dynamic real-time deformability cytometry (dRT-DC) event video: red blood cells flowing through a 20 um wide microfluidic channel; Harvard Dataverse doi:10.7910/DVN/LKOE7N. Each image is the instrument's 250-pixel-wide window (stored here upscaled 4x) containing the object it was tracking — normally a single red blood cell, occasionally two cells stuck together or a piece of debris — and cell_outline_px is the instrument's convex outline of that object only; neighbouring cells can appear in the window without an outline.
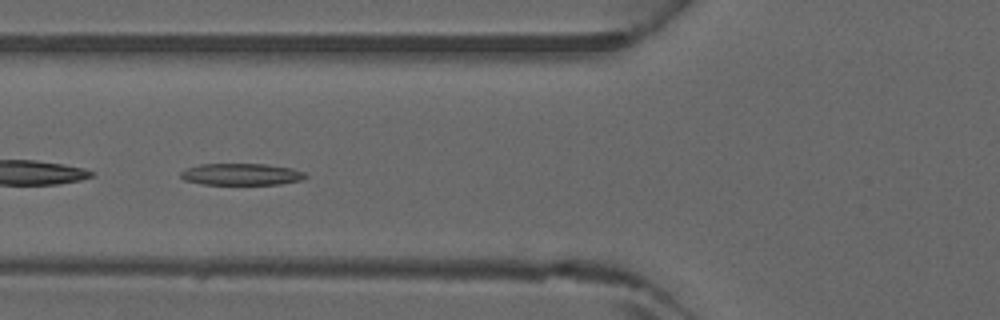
{"species": "common noctule bat (a hibernating species)", "species_latin": "Nyctalus noctula", "temperature_condition": "warm", "stored_images_in_passage": 4, "camera_frame_rate_fps": 3000, "um_per_image_px": 0.085, "animal": {"sex": "male", "forearm_length_mm": 52.5}, "frame": {"image": 1, "passage_image": 4, "time_ms": 1.0, "image_size_px": [1000, 320], "cell_outline_px": [[308, 176], [300, 180], [280, 184], [200, 184], [184, 180], [180, 176], [180, 172], [184, 168], [200, 164], [268, 164], [292, 168], [304, 172]], "centroid_in_image_um": [20.48, 14.81], "position_along_channel_um": 105.3, "area_um2": 15.9}}